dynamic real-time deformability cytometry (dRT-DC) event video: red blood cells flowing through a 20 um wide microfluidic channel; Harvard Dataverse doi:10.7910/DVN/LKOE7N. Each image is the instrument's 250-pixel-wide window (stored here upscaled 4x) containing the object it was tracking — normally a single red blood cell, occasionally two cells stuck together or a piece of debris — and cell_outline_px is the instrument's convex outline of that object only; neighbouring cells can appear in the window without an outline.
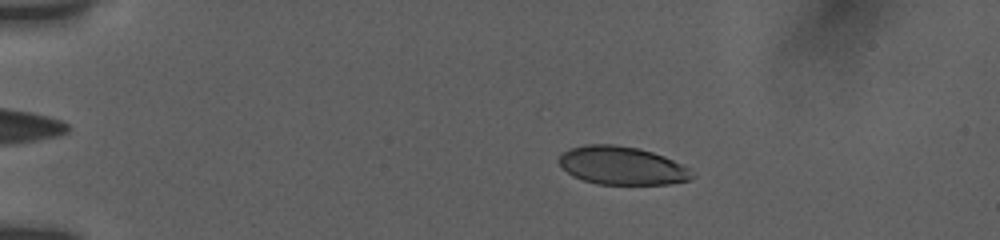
{"species": "human", "species_latin": "Homo sapiens", "temperature_condition": "room temperature", "stored_images_in_passage": 74, "camera_frame_rate_fps": 3000, "um_per_image_px": 0.085, "donor": {"sex": "female"}, "frame": {"image": 1, "passage_image": 17, "time_ms": 3.667, "image_size_px": [1000, 240], "cell_outline_px": [[696, 176], [688, 180], [668, 184], [596, 184], [572, 176], [560, 164], [560, 156], [564, 152], [572, 148], [588, 144], [608, 144], [636, 148], [652, 152], [664, 156], [684, 164], [692, 168], [696, 172]], "centroid_in_image_um": [52.95, 14.09], "position_along_channel_um": 32.0, "area_um2": 29.59}}
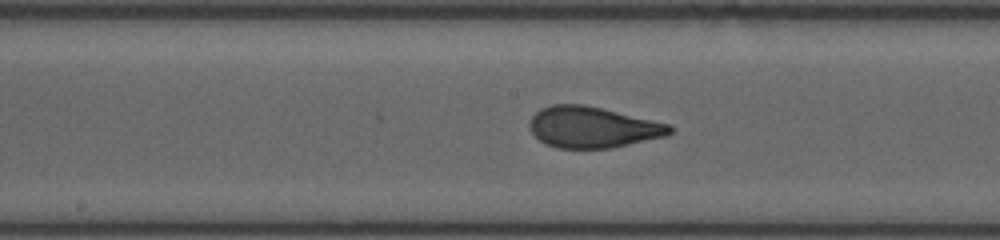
{"frame": {"image": 2, "passage_image": 42, "time_ms": 10.0, "image_size_px": [1000, 240], "cell_outline_px": [[672, 132], [668, 136], [612, 148], [556, 148], [544, 144], [532, 132], [528, 124], [532, 116], [540, 108], [552, 104], [584, 104], [668, 124], [672, 128]], "centroid_in_image_um": [50.34, 10.82], "position_along_channel_um": 197.9, "area_um2": 33.52}}
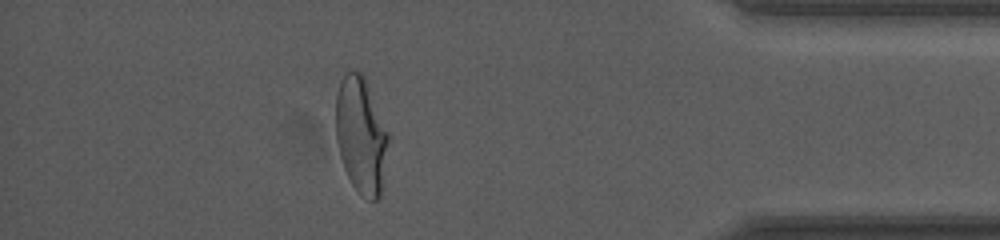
{"frame": {"image": 3, "passage_image": 66, "time_ms": 16.333, "image_size_px": [1000, 240], "cell_outline_px": [[388, 140], [380, 196], [376, 200], [368, 200], [352, 184], [344, 168], [340, 156], [336, 140], [336, 96], [344, 72], [360, 72], [364, 76], [388, 132]], "centroid_in_image_um": [30.67, 11.49], "position_along_channel_um": 404.5, "area_um2": 34.97}, "authors_computed_cell_mechanics": {"area_um2": 32.7148, "velocity_mm_per_s": 3.7873, "shape_relaxation_time_tau1_ms": 4.9654, "shape_relaxation_time_tau2_ms": null, "deformation_change_tau1": 0.182, "deformation_change_tau2": null}}